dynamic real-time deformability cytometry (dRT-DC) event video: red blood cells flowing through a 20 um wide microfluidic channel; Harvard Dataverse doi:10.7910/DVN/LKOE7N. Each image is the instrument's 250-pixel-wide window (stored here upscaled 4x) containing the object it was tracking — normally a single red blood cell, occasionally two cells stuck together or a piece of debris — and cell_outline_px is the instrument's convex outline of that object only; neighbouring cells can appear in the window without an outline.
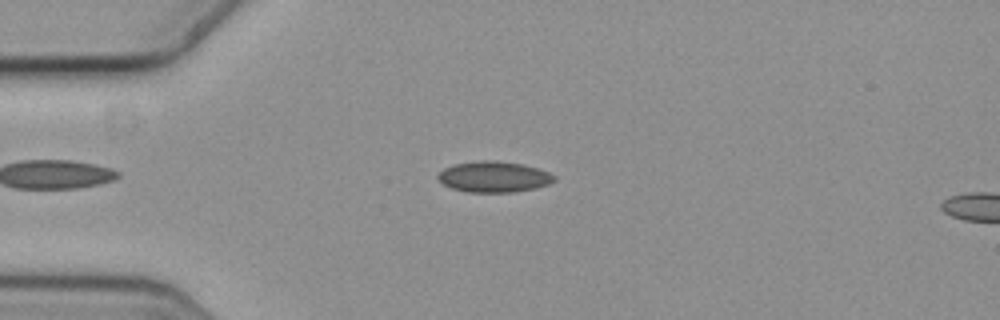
{"species": "common noctule bat (a hibernating species)", "species_latin": "Nyctalus noctula", "temperature_condition": "cold", "stored_images_in_passage": 54, "camera_frame_rate_fps": 3000, "um_per_image_px": 0.085, "animal": {"sex": "female", "body_mass_g": 19.3, "forearm_length_mm": 54.1}, "frame": {"image": 1, "passage_image": 11, "time_ms": 3.333, "image_size_px": [1000, 320], "cell_outline_px": [[556, 180], [548, 184], [532, 188], [512, 192], [468, 192], [452, 188], [444, 184], [436, 176], [444, 168], [456, 164], [476, 160], [496, 160], [524, 164], [548, 172], [556, 176]], "centroid_in_image_um": [41.97, 15.01], "position_along_channel_um": 43.0, "area_um2": 20.81}}
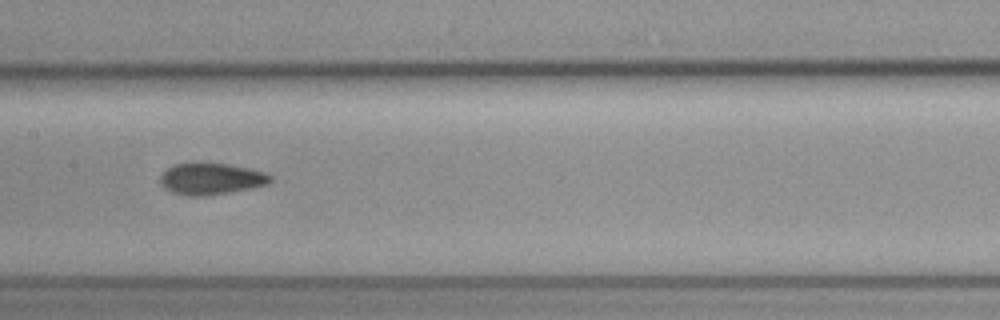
{"frame": {"image": 2, "passage_image": 25, "time_ms": 8.0, "image_size_px": [1000, 320], "cell_outline_px": [[272, 180], [268, 184], [252, 188], [204, 196], [188, 196], [172, 192], [164, 188], [160, 184], [160, 176], [172, 164], [228, 164], [252, 168], [268, 172], [272, 176]], "centroid_in_image_um": [17.99, 15.21], "position_along_channel_um": 189.4, "area_um2": 20.23}}
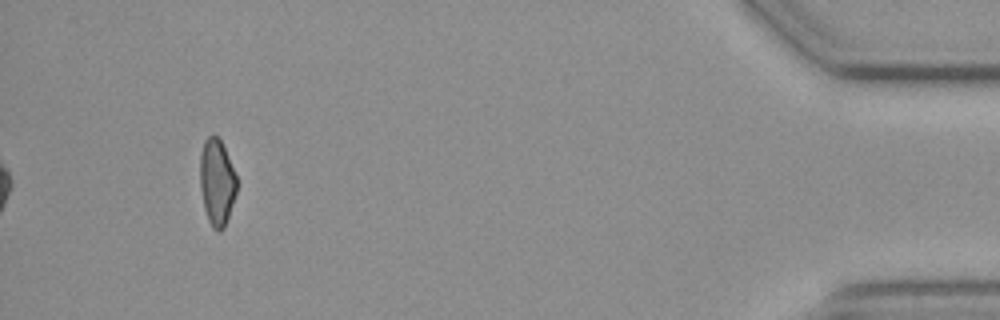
{"frame": {"image": 3, "passage_image": 50, "time_ms": 16.333, "image_size_px": [1000, 320], "cell_outline_px": [[236, 192], [224, 228], [220, 232], [216, 232], [212, 228], [208, 220], [204, 208], [200, 188], [200, 156], [204, 140], [212, 132], [220, 140], [224, 148], [236, 176]], "centroid_in_image_um": [18.41, 15.49], "position_along_channel_um": 416.8, "area_um2": 18.38}, "authors_computed_cell_mechanics": {"area_um2": 19.8254, "velocity_mm_per_s": 3.6271, "shape_relaxation_time_tau1_ms": null, "shape_relaxation_time_tau2_ms": 3.5273, "deformation_change_tau1": null, "deformation_change_tau2": 0.0777}}